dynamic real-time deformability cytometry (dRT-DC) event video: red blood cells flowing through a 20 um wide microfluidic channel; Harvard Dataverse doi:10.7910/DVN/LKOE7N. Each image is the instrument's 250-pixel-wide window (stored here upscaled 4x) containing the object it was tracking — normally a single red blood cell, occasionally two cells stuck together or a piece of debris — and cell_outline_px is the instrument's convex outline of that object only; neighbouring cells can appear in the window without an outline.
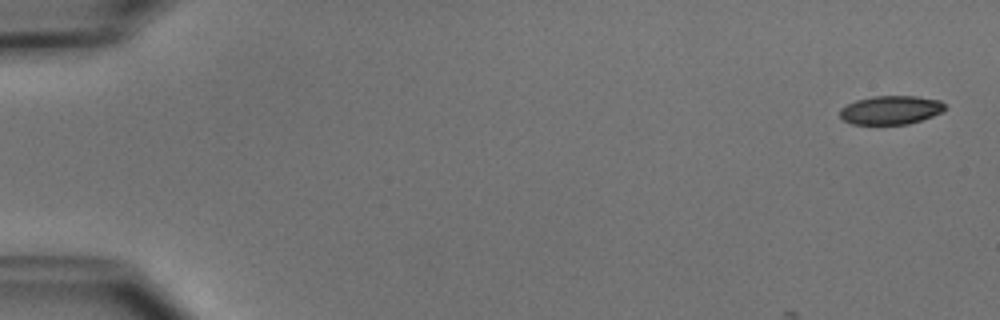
{"species": "common noctule bat (a hibernating species)", "species_latin": "Nyctalus noctula", "temperature_condition": "cold", "stored_images_in_passage": 4, "camera_frame_rate_fps": 3000, "um_per_image_px": 0.085, "animal": {"sex": "male", "body_mass_g": 15.6}, "frame": {"image": 1, "passage_image": 1, "time_ms": 0.0, "image_size_px": [1000, 320], "cell_outline_px": [[944, 108], [940, 112], [932, 116], [908, 124], [852, 124], [844, 120], [840, 116], [840, 108], [856, 100], [872, 96], [916, 96], [940, 100], [944, 104]], "centroid_in_image_um": [75.68, 9.34], "position_along_channel_um": 9.3, "area_um2": 17.4}}
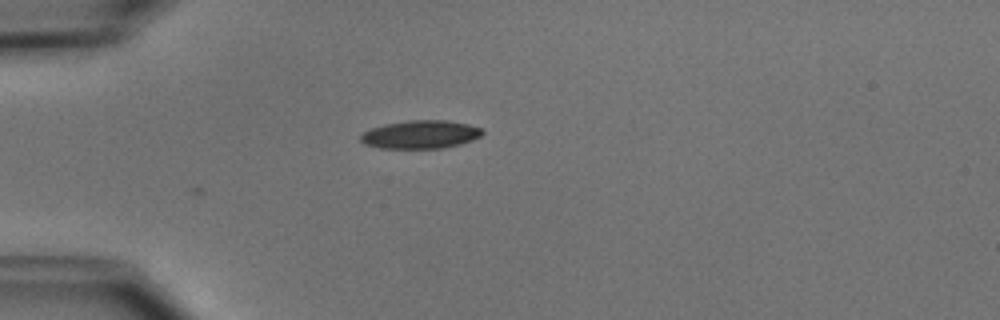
{"frame": {"image": 2, "passage_image": 4, "time_ms": 4.333, "image_size_px": [1000, 320], "cell_outline_px": [[484, 132], [480, 136], [472, 140], [460, 144], [444, 148], [380, 148], [364, 144], [360, 140], [360, 136], [364, 132], [372, 128], [384, 124], [408, 120], [444, 120], [468, 124], [480, 128]], "centroid_in_image_um": [35.73, 11.43], "position_along_channel_um": 49.3, "area_um2": 19.94}}